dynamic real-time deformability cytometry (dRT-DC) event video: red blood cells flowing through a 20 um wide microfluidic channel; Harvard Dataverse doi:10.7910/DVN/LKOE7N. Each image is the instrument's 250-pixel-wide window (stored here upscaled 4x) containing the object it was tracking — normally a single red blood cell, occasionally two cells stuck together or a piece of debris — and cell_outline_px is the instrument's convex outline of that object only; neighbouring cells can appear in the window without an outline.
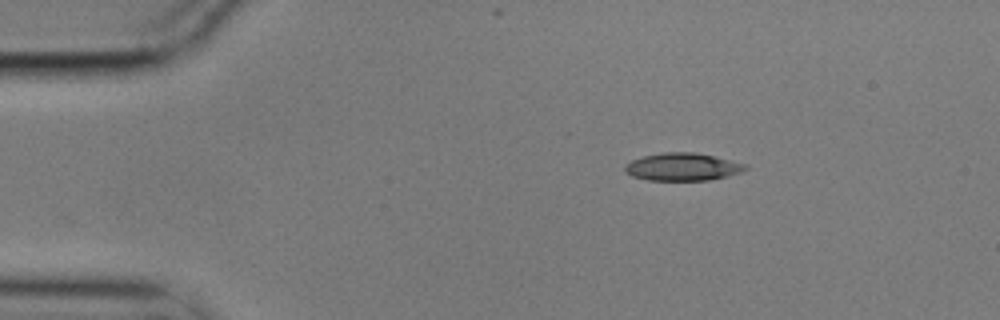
{"species": "common noctule bat (a hibernating species)", "species_latin": "Nyctalus noctula", "temperature_condition": "cold", "stored_images_in_passage": 40, "camera_frame_rate_fps": 3000, "um_per_image_px": 0.085, "animal": {"sex": "male", "body_mass_g": 17.9}, "frame": {"image": 1, "passage_image": 1, "time_ms": 0.0, "image_size_px": [1000, 320], "cell_outline_px": [[748, 168], [740, 172], [728, 176], [708, 180], [648, 180], [632, 176], [624, 172], [624, 164], [632, 160], [644, 156], [660, 152], [696, 152], [748, 164]], "centroid_in_image_um": [58.0, 14.18], "position_along_channel_um": 27.0, "area_um2": 19.54}}
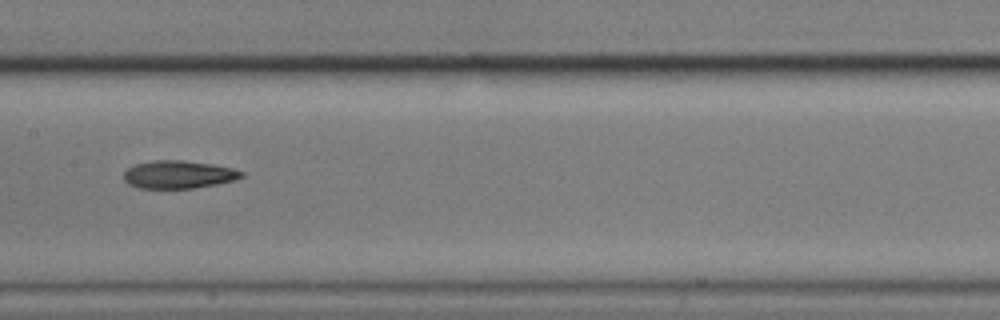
{"frame": {"image": 2, "passage_image": 20, "time_ms": 6.333, "image_size_px": [1000, 320], "cell_outline_px": [[244, 176], [236, 180], [216, 184], [192, 188], [136, 188], [128, 184], [124, 180], [124, 172], [128, 168], [136, 164], [152, 160], [184, 160], [212, 164], [232, 168], [244, 172]], "centroid_in_image_um": [15.17, 14.83], "position_along_channel_um": 192.2, "area_um2": 19.19}}
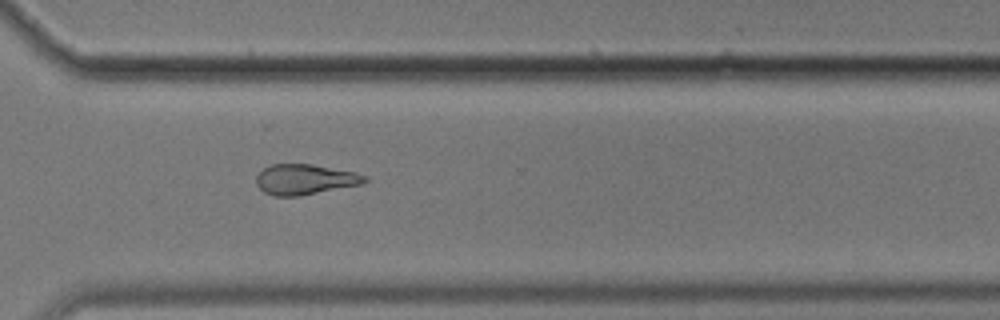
{"frame": {"image": 3, "passage_image": 33, "time_ms": 10.667, "image_size_px": [1000, 320], "cell_outline_px": [[368, 180], [360, 184], [300, 196], [272, 196], [264, 192], [256, 184], [256, 176], [264, 168], [272, 164], [312, 164], [356, 172], [368, 176]], "centroid_in_image_um": [25.91, 15.25], "position_along_channel_um": 344.7, "area_um2": 19.19}, "authors_computed_cell_mechanics": {"area_um2": 19.5075, "velocity_mm_per_s": 3.5289, "shape_relaxation_time_tau1_ms": 3.3107, "shape_relaxation_time_tau2_ms": null, "deformation_change_tau1": 0.1236, "deformation_change_tau2": null}}